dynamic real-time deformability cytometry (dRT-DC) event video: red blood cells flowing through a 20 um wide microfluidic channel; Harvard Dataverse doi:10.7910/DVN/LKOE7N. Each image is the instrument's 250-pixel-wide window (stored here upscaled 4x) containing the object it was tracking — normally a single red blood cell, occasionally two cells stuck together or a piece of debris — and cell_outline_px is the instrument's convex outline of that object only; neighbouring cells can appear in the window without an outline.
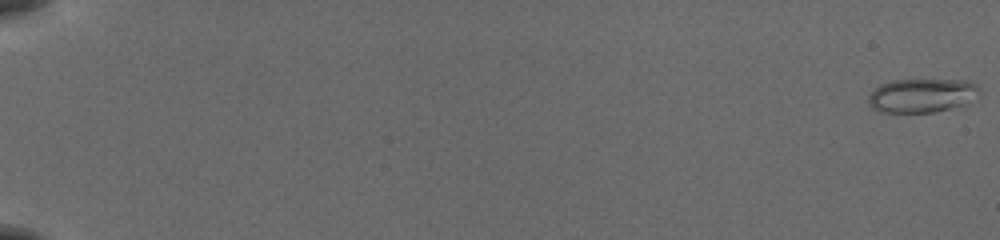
{"species": "common noctule bat (a hibernating species)", "species_latin": "Nyctalus noctula", "temperature_condition": "cold", "stored_images_in_passage": 34, "camera_frame_rate_fps": 3000, "um_per_image_px": 0.085, "animal": {"sex": "female", "body_mass_g": 19.5, "forearm_length_mm": 54.1}, "frame": {"image": 1, "passage_image": 1, "time_ms": 0.0, "image_size_px": [1000, 240], "cell_outline_px": [[980, 92], [968, 104], [932, 112], [880, 112], [872, 108], [868, 104], [868, 96], [880, 84], [892, 80], [968, 80], [976, 84]], "centroid_in_image_um": [78.36, 8.11], "position_along_channel_um": 6.6, "area_um2": 21.96}}
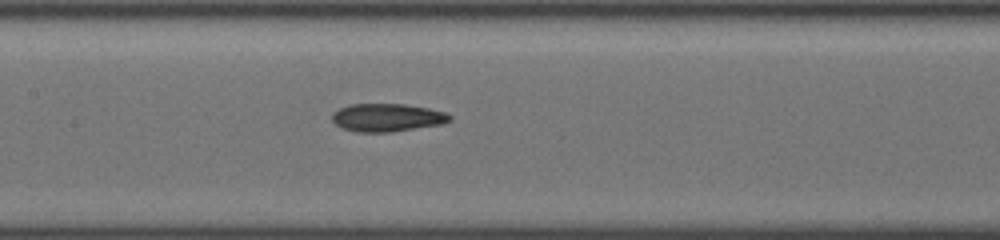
{"frame": {"image": 2, "passage_image": 24, "time_ms": 7.667, "image_size_px": [1000, 240], "cell_outline_px": [[452, 120], [440, 124], [392, 132], [356, 132], [344, 128], [336, 124], [332, 120], [332, 112], [348, 104], [404, 104], [428, 108], [444, 112], [452, 116]], "centroid_in_image_um": [32.89, 9.99], "position_along_channel_um": 174.5, "area_um2": 19.13}}
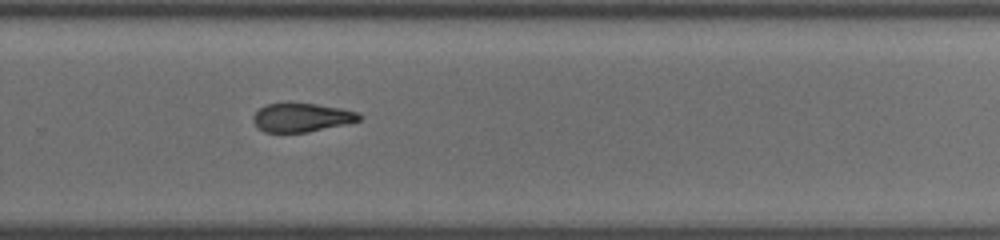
{"frame": {"image": 3, "passage_image": 34, "time_ms": 11.0, "image_size_px": [1000, 240], "cell_outline_px": [[360, 120], [308, 132], [264, 132], [252, 120], [252, 116], [260, 108], [268, 104], [316, 104], [340, 108], [356, 112], [360, 116]], "centroid_in_image_um": [25.6, 9.99], "position_along_channel_um": 304.2, "area_um2": 17.17}}